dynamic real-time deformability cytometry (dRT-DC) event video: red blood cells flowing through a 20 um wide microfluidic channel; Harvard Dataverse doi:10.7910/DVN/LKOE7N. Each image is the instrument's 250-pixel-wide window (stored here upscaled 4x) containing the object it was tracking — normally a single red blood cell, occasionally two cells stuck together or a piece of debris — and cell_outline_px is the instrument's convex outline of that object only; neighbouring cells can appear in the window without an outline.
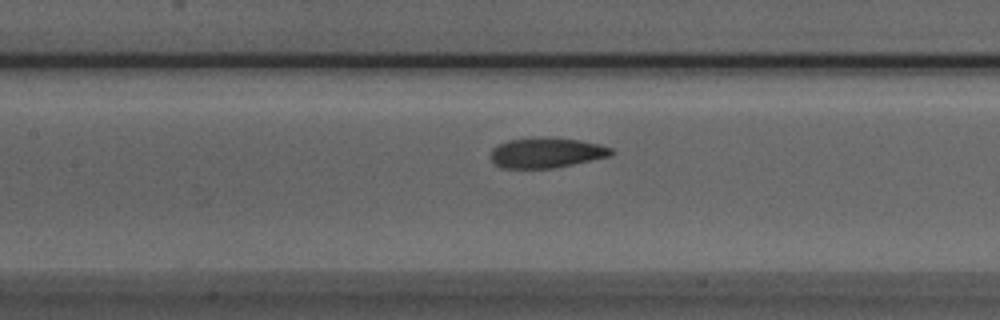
{"species": "Egyptian fruit bat (a non-hibernating species)", "species_latin": "Rousettus aegyptiacus", "temperature_condition": "room temperature", "stored_images_in_passage": 38, "camera_frame_rate_fps": 3000, "um_per_image_px": 0.085, "animal": {"sex": "male"}, "frame": {"image": 1, "passage_image": 16, "time_ms": 5.0, "image_size_px": [1000, 320], "cell_outline_px": [[616, 152], [612, 156], [552, 168], [500, 168], [492, 160], [492, 148], [496, 144], [508, 140], [532, 136], [580, 140], [600, 144], [612, 148]], "centroid_in_image_um": [46.45, 12.97], "position_along_channel_um": 160.9, "area_um2": 21.44}}
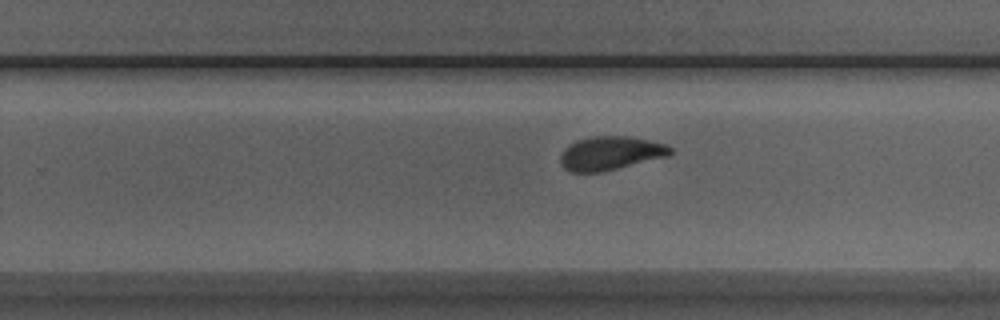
{"frame": {"image": 2, "passage_image": 25, "time_ms": 8.0, "image_size_px": [1000, 320], "cell_outline_px": [[672, 152], [668, 156], [600, 172], [572, 172], [564, 168], [560, 160], [560, 156], [564, 148], [568, 144], [576, 140], [588, 136], [628, 136], [668, 144], [672, 148]], "centroid_in_image_um": [51.87, 13.0], "position_along_channel_um": 277.9, "area_um2": 21.62}}
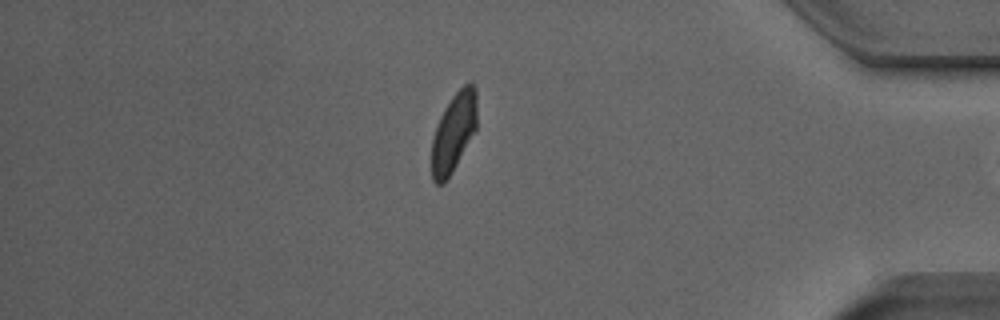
{"frame": {"image": 3, "passage_image": 37, "time_ms": 12.0, "image_size_px": [1000, 320], "cell_outline_px": [[476, 128], [448, 176], [440, 184], [436, 184], [432, 180], [432, 136], [440, 116], [444, 108], [452, 96], [464, 84], [472, 84], [476, 88]], "centroid_in_image_um": [38.54, 11.19], "position_along_channel_um": 396.7, "area_um2": 20.17}}